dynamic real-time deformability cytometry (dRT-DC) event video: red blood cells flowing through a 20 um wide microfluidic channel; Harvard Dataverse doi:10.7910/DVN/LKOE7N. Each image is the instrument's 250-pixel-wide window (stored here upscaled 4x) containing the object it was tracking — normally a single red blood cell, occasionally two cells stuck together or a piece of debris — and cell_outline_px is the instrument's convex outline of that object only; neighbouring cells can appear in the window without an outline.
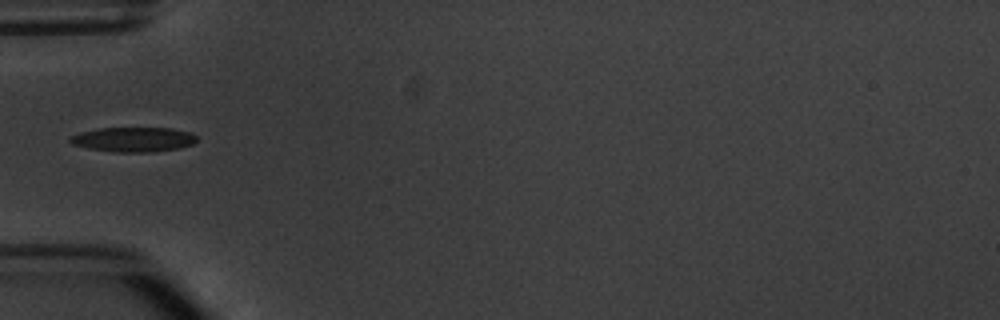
{"species": "common noctule bat (a hibernating species)", "species_latin": "Nyctalus noctula", "temperature_condition": "warm", "stored_images_in_passage": 4, "camera_frame_rate_fps": 3000, "um_per_image_px": 0.085, "animal": {"sex": "male", "body_mass_g": 20.1, "forearm_length_mm": 53.5}, "frame": {"image": 1, "passage_image": 2, "time_ms": 1.333, "image_size_px": [1000, 320], "cell_outline_px": [[196, 140], [192, 144], [180, 148], [156, 152], [112, 152], [88, 148], [72, 144], [68, 140], [72, 136], [84, 132], [100, 128], [172, 128], [192, 132], [196, 136]], "centroid_in_image_um": [11.39, 11.86], "position_along_channel_um": 73.6, "area_um2": 18.21}}